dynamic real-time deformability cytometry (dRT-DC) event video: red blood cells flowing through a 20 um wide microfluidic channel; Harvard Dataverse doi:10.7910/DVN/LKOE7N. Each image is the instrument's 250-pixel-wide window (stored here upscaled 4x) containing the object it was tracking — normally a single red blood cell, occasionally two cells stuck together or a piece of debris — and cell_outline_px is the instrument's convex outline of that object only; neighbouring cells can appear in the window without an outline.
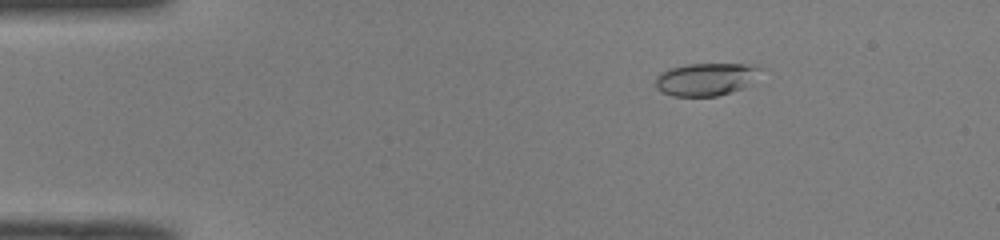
{"species": "common noctule bat (a hibernating species)", "species_latin": "Nyctalus noctula", "temperature_condition": "room temperature", "stored_images_in_passage": 50, "camera_frame_rate_fps": 3000, "um_per_image_px": 0.085, "animal": {"sex": "male", "body_mass_g": 19.0, "forearm_length_mm": 50.8}, "frame": {"image": 1, "passage_image": 8, "time_ms": 2.333, "image_size_px": [1000, 240], "cell_outline_px": [[768, 68], [740, 88], [716, 96], [672, 96], [656, 88], [656, 76], [660, 72], [672, 68], [688, 64], [756, 64]], "centroid_in_image_um": [60.03, 6.71], "position_along_channel_um": 25.0, "area_um2": 19.88}}
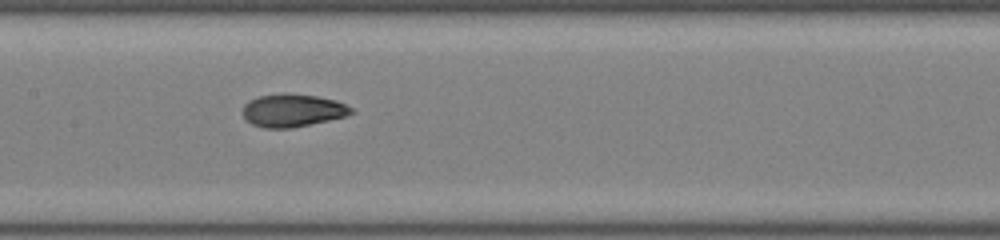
{"frame": {"image": 2, "passage_image": 25, "time_ms": 8.0, "image_size_px": [1000, 240], "cell_outline_px": [[356, 112], [344, 116], [328, 120], [292, 128], [264, 128], [252, 124], [244, 116], [244, 104], [260, 96], [284, 92], [316, 96], [336, 100], [352, 108]], "centroid_in_image_um": [24.89, 9.38], "position_along_channel_um": 182.5, "area_um2": 20.58}}
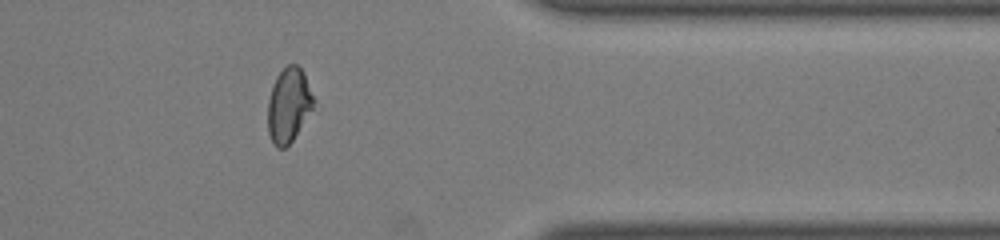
{"frame": {"image": 3, "passage_image": 41, "time_ms": 13.333, "image_size_px": [1000, 240], "cell_outline_px": [[316, 100], [312, 108], [292, 140], [284, 148], [276, 148], [268, 132], [268, 100], [272, 84], [276, 76], [288, 64], [296, 64], [304, 72]], "centroid_in_image_um": [24.54, 8.9], "position_along_channel_um": 386.9, "area_um2": 19.77}, "authors_computed_cell_mechanics": {"area_um2": 20.519, "velocity_mm_per_s": 4.0968, "shape_relaxation_time_tau1_ms": 5.2798, "shape_relaxation_time_tau2_ms": 2.5388, "deformation_change_tau1": 0.1849, "deformation_change_tau2": 0.0564}}